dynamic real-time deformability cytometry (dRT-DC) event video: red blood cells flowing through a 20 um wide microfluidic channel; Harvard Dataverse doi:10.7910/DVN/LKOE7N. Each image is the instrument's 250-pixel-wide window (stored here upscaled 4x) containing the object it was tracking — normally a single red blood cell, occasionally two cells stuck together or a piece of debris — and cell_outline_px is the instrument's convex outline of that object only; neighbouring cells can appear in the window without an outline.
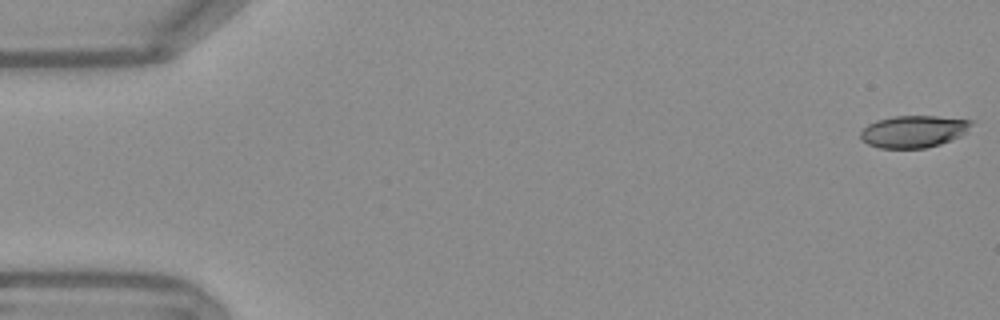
{"species": "Egyptian fruit bat (a non-hibernating species)", "species_latin": "Rousettus aegyptiacus", "temperature_condition": "warm", "stored_images_in_passage": 53, "camera_frame_rate_fps": 3000, "um_per_image_px": 0.085, "frame": {"image": 1, "passage_image": 1, "time_ms": 0.0, "image_size_px": [1000, 320], "cell_outline_px": [[972, 124], [968, 132], [952, 140], [940, 144], [924, 148], [880, 148], [868, 144], [860, 140], [860, 132], [868, 124], [876, 120], [892, 116], [936, 116], [972, 120]], "centroid_in_image_um": [77.65, 11.17], "position_along_channel_um": 7.3, "area_um2": 20.87}}
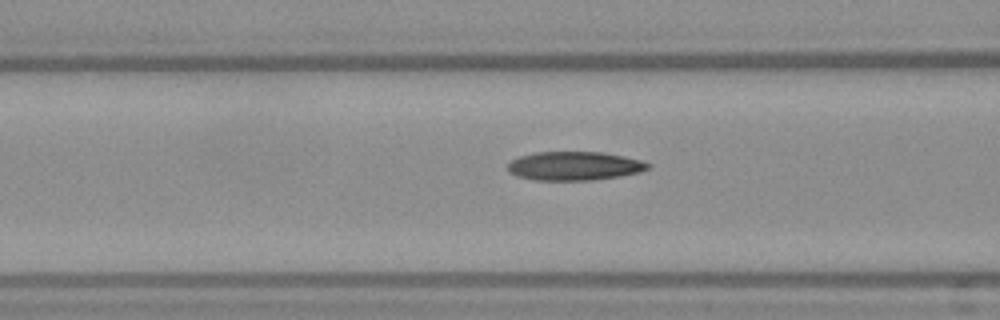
{"frame": {"image": 2, "passage_image": 21, "time_ms": 6.667, "image_size_px": [1000, 320], "cell_outline_px": [[652, 164], [648, 168], [640, 172], [620, 176], [592, 180], [536, 180], [516, 176], [508, 172], [508, 164], [512, 160], [520, 156], [536, 152], [600, 152], [624, 156], [640, 160]], "centroid_in_image_um": [48.82, 14.11], "position_along_channel_um": 117.8, "area_um2": 23.47}}
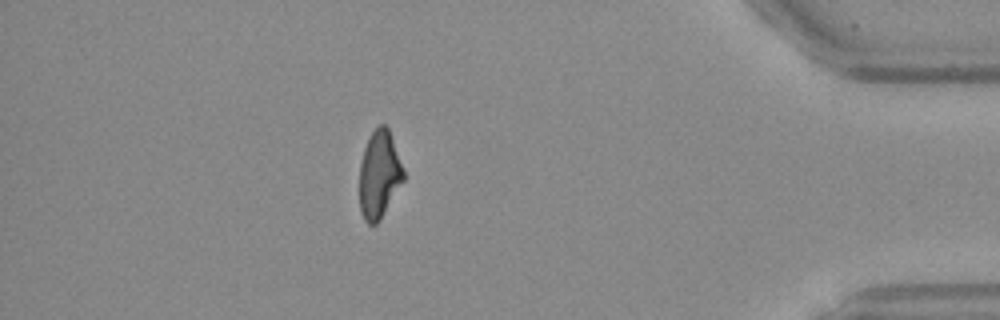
{"frame": {"image": 3, "passage_image": 47, "time_ms": 15.333, "image_size_px": [1000, 320], "cell_outline_px": [[404, 180], [380, 220], [376, 224], [368, 224], [364, 220], [360, 208], [360, 164], [364, 148], [372, 132], [380, 124], [384, 124], [388, 128], [404, 168]], "centroid_in_image_um": [32.24, 14.85], "position_along_channel_um": 403.0, "area_um2": 22.31}, "authors_computed_cell_mechanics": {"area_um2": 23.1778, "velocity_mm_per_s": 3.8063, "shape_relaxation_time_tau1_ms": null, "shape_relaxation_time_tau2_ms": 4.4922, "deformation_change_tau1": null, "deformation_change_tau2": 0.1445}}